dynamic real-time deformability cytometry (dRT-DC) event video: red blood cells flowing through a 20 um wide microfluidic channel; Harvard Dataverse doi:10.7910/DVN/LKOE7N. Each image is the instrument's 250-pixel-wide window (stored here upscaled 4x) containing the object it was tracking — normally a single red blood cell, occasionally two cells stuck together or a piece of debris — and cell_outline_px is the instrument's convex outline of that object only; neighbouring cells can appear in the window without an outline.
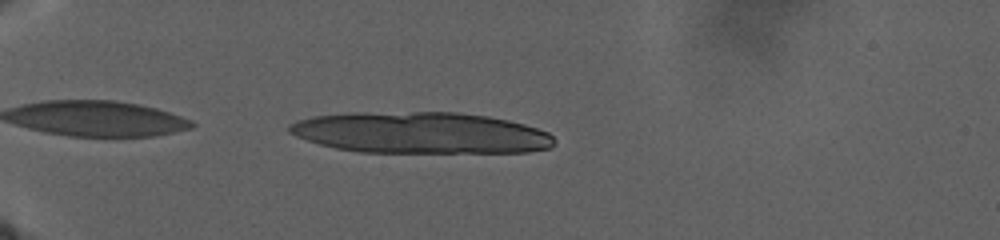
{"species": "human", "species_latin": "Homo sapiens", "temperature_condition": "warm", "stored_images_in_passage": 54, "segment_of_instrument_passage": [1, 2], "camera_frame_rate_fps": 3000, "um_per_image_px": 0.085, "donor": {"sex": "male"}, "frame": {"image": 1, "passage_image": 3, "time_ms": 1.667, "image_size_px": [1000, 240], "cell_outline_px": [[556, 144], [552, 148], [528, 152], [360, 152], [336, 148], [320, 144], [296, 136], [288, 132], [288, 124], [296, 120], [312, 116], [352, 112], [460, 112], [488, 116], [508, 120], [524, 124], [548, 132], [556, 140]], "centroid_in_image_um": [35.76, 11.28], "position_along_channel_um": 49.2, "area_um2": 64.33}}